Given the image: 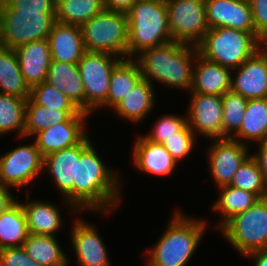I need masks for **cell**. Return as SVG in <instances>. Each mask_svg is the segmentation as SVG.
<instances>
[{
	"label": "cell",
	"mask_w": 267,
	"mask_h": 266,
	"mask_svg": "<svg viewBox=\"0 0 267 266\" xmlns=\"http://www.w3.org/2000/svg\"><path fill=\"white\" fill-rule=\"evenodd\" d=\"M97 153L91 144L80 158L76 159L74 207L80 212L88 209L101 213L109 212L122 200L119 174L107 167Z\"/></svg>",
	"instance_id": "6da1fadb"
},
{
	"label": "cell",
	"mask_w": 267,
	"mask_h": 266,
	"mask_svg": "<svg viewBox=\"0 0 267 266\" xmlns=\"http://www.w3.org/2000/svg\"><path fill=\"white\" fill-rule=\"evenodd\" d=\"M198 54L196 45L172 41L147 48L133 58L139 65L142 77L151 84L152 80H156L169 87L190 90L193 62Z\"/></svg>",
	"instance_id": "7a4b0ae2"
},
{
	"label": "cell",
	"mask_w": 267,
	"mask_h": 266,
	"mask_svg": "<svg viewBox=\"0 0 267 266\" xmlns=\"http://www.w3.org/2000/svg\"><path fill=\"white\" fill-rule=\"evenodd\" d=\"M173 216L157 243L147 251V266H186L196 252L207 221L187 217L179 210Z\"/></svg>",
	"instance_id": "3957f363"
},
{
	"label": "cell",
	"mask_w": 267,
	"mask_h": 266,
	"mask_svg": "<svg viewBox=\"0 0 267 266\" xmlns=\"http://www.w3.org/2000/svg\"><path fill=\"white\" fill-rule=\"evenodd\" d=\"M128 18V58L147 48L172 42L165 0L136 1Z\"/></svg>",
	"instance_id": "277c9868"
},
{
	"label": "cell",
	"mask_w": 267,
	"mask_h": 266,
	"mask_svg": "<svg viewBox=\"0 0 267 266\" xmlns=\"http://www.w3.org/2000/svg\"><path fill=\"white\" fill-rule=\"evenodd\" d=\"M264 44L266 42L256 32L219 27L209 29L196 46L204 59L233 70Z\"/></svg>",
	"instance_id": "5b68a950"
},
{
	"label": "cell",
	"mask_w": 267,
	"mask_h": 266,
	"mask_svg": "<svg viewBox=\"0 0 267 266\" xmlns=\"http://www.w3.org/2000/svg\"><path fill=\"white\" fill-rule=\"evenodd\" d=\"M56 12H21L0 0V47L15 49L36 40L48 39Z\"/></svg>",
	"instance_id": "8992f818"
},
{
	"label": "cell",
	"mask_w": 267,
	"mask_h": 266,
	"mask_svg": "<svg viewBox=\"0 0 267 266\" xmlns=\"http://www.w3.org/2000/svg\"><path fill=\"white\" fill-rule=\"evenodd\" d=\"M85 50L128 58V18L126 13L104 9L81 26Z\"/></svg>",
	"instance_id": "52a82bcc"
},
{
	"label": "cell",
	"mask_w": 267,
	"mask_h": 266,
	"mask_svg": "<svg viewBox=\"0 0 267 266\" xmlns=\"http://www.w3.org/2000/svg\"><path fill=\"white\" fill-rule=\"evenodd\" d=\"M219 231L242 256L267 249V197L235 214Z\"/></svg>",
	"instance_id": "ba28073f"
},
{
	"label": "cell",
	"mask_w": 267,
	"mask_h": 266,
	"mask_svg": "<svg viewBox=\"0 0 267 266\" xmlns=\"http://www.w3.org/2000/svg\"><path fill=\"white\" fill-rule=\"evenodd\" d=\"M122 60L112 54L86 51L78 62L85 91V112L91 114L107 101L111 73Z\"/></svg>",
	"instance_id": "9c48e42d"
},
{
	"label": "cell",
	"mask_w": 267,
	"mask_h": 266,
	"mask_svg": "<svg viewBox=\"0 0 267 266\" xmlns=\"http://www.w3.org/2000/svg\"><path fill=\"white\" fill-rule=\"evenodd\" d=\"M173 41L197 45L209 31L205 0H165Z\"/></svg>",
	"instance_id": "30bf717a"
},
{
	"label": "cell",
	"mask_w": 267,
	"mask_h": 266,
	"mask_svg": "<svg viewBox=\"0 0 267 266\" xmlns=\"http://www.w3.org/2000/svg\"><path fill=\"white\" fill-rule=\"evenodd\" d=\"M44 157L35 141L19 145L0 157V186L19 188L43 172Z\"/></svg>",
	"instance_id": "8fae6325"
},
{
	"label": "cell",
	"mask_w": 267,
	"mask_h": 266,
	"mask_svg": "<svg viewBox=\"0 0 267 266\" xmlns=\"http://www.w3.org/2000/svg\"><path fill=\"white\" fill-rule=\"evenodd\" d=\"M92 144L87 136L80 144L64 148L44 157L43 170H47L51 181L65 197L69 209L75 213L74 207V180H76V159Z\"/></svg>",
	"instance_id": "7c38bea8"
},
{
	"label": "cell",
	"mask_w": 267,
	"mask_h": 266,
	"mask_svg": "<svg viewBox=\"0 0 267 266\" xmlns=\"http://www.w3.org/2000/svg\"><path fill=\"white\" fill-rule=\"evenodd\" d=\"M247 146L230 137L214 139L207 156L213 181L218 188L231 184L238 168L250 156Z\"/></svg>",
	"instance_id": "4fadbf2b"
},
{
	"label": "cell",
	"mask_w": 267,
	"mask_h": 266,
	"mask_svg": "<svg viewBox=\"0 0 267 266\" xmlns=\"http://www.w3.org/2000/svg\"><path fill=\"white\" fill-rule=\"evenodd\" d=\"M187 111V124L195 133L205 138H223L222 96L201 93H192Z\"/></svg>",
	"instance_id": "5bb4252c"
},
{
	"label": "cell",
	"mask_w": 267,
	"mask_h": 266,
	"mask_svg": "<svg viewBox=\"0 0 267 266\" xmlns=\"http://www.w3.org/2000/svg\"><path fill=\"white\" fill-rule=\"evenodd\" d=\"M232 75L231 90L247 99L267 98V44L245 60Z\"/></svg>",
	"instance_id": "9a60e30c"
},
{
	"label": "cell",
	"mask_w": 267,
	"mask_h": 266,
	"mask_svg": "<svg viewBox=\"0 0 267 266\" xmlns=\"http://www.w3.org/2000/svg\"><path fill=\"white\" fill-rule=\"evenodd\" d=\"M90 114L82 111L66 121L56 123L35 134L34 141L42 156L80 144L86 137L85 120Z\"/></svg>",
	"instance_id": "2e32d148"
},
{
	"label": "cell",
	"mask_w": 267,
	"mask_h": 266,
	"mask_svg": "<svg viewBox=\"0 0 267 266\" xmlns=\"http://www.w3.org/2000/svg\"><path fill=\"white\" fill-rule=\"evenodd\" d=\"M205 8L210 29L227 27L256 32L249 0H205Z\"/></svg>",
	"instance_id": "e0dca14e"
},
{
	"label": "cell",
	"mask_w": 267,
	"mask_h": 266,
	"mask_svg": "<svg viewBox=\"0 0 267 266\" xmlns=\"http://www.w3.org/2000/svg\"><path fill=\"white\" fill-rule=\"evenodd\" d=\"M71 241L79 266H111L106 246L93 224L76 218Z\"/></svg>",
	"instance_id": "ac0fdd59"
},
{
	"label": "cell",
	"mask_w": 267,
	"mask_h": 266,
	"mask_svg": "<svg viewBox=\"0 0 267 266\" xmlns=\"http://www.w3.org/2000/svg\"><path fill=\"white\" fill-rule=\"evenodd\" d=\"M51 61L78 64L86 52L80 26L56 21L48 35Z\"/></svg>",
	"instance_id": "d6986e66"
},
{
	"label": "cell",
	"mask_w": 267,
	"mask_h": 266,
	"mask_svg": "<svg viewBox=\"0 0 267 266\" xmlns=\"http://www.w3.org/2000/svg\"><path fill=\"white\" fill-rule=\"evenodd\" d=\"M20 70L29 87L46 81L51 63L48 39L36 40L14 49Z\"/></svg>",
	"instance_id": "ffe728a7"
},
{
	"label": "cell",
	"mask_w": 267,
	"mask_h": 266,
	"mask_svg": "<svg viewBox=\"0 0 267 266\" xmlns=\"http://www.w3.org/2000/svg\"><path fill=\"white\" fill-rule=\"evenodd\" d=\"M196 64V65H195ZM233 70L196 56L191 93L222 96L231 90Z\"/></svg>",
	"instance_id": "44dd1931"
},
{
	"label": "cell",
	"mask_w": 267,
	"mask_h": 266,
	"mask_svg": "<svg viewBox=\"0 0 267 266\" xmlns=\"http://www.w3.org/2000/svg\"><path fill=\"white\" fill-rule=\"evenodd\" d=\"M132 155L136 168L155 176H168L178 163L162 144L153 143L142 135L134 142Z\"/></svg>",
	"instance_id": "7402d4cb"
},
{
	"label": "cell",
	"mask_w": 267,
	"mask_h": 266,
	"mask_svg": "<svg viewBox=\"0 0 267 266\" xmlns=\"http://www.w3.org/2000/svg\"><path fill=\"white\" fill-rule=\"evenodd\" d=\"M46 82L60 90L81 111H85V91L78 64L51 61Z\"/></svg>",
	"instance_id": "603a6c76"
},
{
	"label": "cell",
	"mask_w": 267,
	"mask_h": 266,
	"mask_svg": "<svg viewBox=\"0 0 267 266\" xmlns=\"http://www.w3.org/2000/svg\"><path fill=\"white\" fill-rule=\"evenodd\" d=\"M154 92L153 84L142 78L113 109L122 119L133 124L140 122L153 109L156 101Z\"/></svg>",
	"instance_id": "cb8c5ba5"
},
{
	"label": "cell",
	"mask_w": 267,
	"mask_h": 266,
	"mask_svg": "<svg viewBox=\"0 0 267 266\" xmlns=\"http://www.w3.org/2000/svg\"><path fill=\"white\" fill-rule=\"evenodd\" d=\"M28 196L26 204L21 203V205L26 216L29 234L55 236L62 226V214L59 208L42 200L29 201Z\"/></svg>",
	"instance_id": "d4e9b609"
},
{
	"label": "cell",
	"mask_w": 267,
	"mask_h": 266,
	"mask_svg": "<svg viewBox=\"0 0 267 266\" xmlns=\"http://www.w3.org/2000/svg\"><path fill=\"white\" fill-rule=\"evenodd\" d=\"M233 136L232 139L243 144L267 141V98L248 99L242 125Z\"/></svg>",
	"instance_id": "484cf974"
},
{
	"label": "cell",
	"mask_w": 267,
	"mask_h": 266,
	"mask_svg": "<svg viewBox=\"0 0 267 266\" xmlns=\"http://www.w3.org/2000/svg\"><path fill=\"white\" fill-rule=\"evenodd\" d=\"M138 63L134 58L122 59L113 69L107 101L101 106L113 108L142 79Z\"/></svg>",
	"instance_id": "4316f807"
},
{
	"label": "cell",
	"mask_w": 267,
	"mask_h": 266,
	"mask_svg": "<svg viewBox=\"0 0 267 266\" xmlns=\"http://www.w3.org/2000/svg\"><path fill=\"white\" fill-rule=\"evenodd\" d=\"M55 236L29 234L22 245L24 251L40 266H67L69 258Z\"/></svg>",
	"instance_id": "83f0119b"
},
{
	"label": "cell",
	"mask_w": 267,
	"mask_h": 266,
	"mask_svg": "<svg viewBox=\"0 0 267 266\" xmlns=\"http://www.w3.org/2000/svg\"><path fill=\"white\" fill-rule=\"evenodd\" d=\"M30 89L20 70L14 49L0 47V93L27 100Z\"/></svg>",
	"instance_id": "f1b7e54d"
},
{
	"label": "cell",
	"mask_w": 267,
	"mask_h": 266,
	"mask_svg": "<svg viewBox=\"0 0 267 266\" xmlns=\"http://www.w3.org/2000/svg\"><path fill=\"white\" fill-rule=\"evenodd\" d=\"M81 110H56L34 104L29 98L26 101L24 118V137L34 136L36 133L66 121L70 116L80 114Z\"/></svg>",
	"instance_id": "f546056e"
},
{
	"label": "cell",
	"mask_w": 267,
	"mask_h": 266,
	"mask_svg": "<svg viewBox=\"0 0 267 266\" xmlns=\"http://www.w3.org/2000/svg\"><path fill=\"white\" fill-rule=\"evenodd\" d=\"M29 236L26 216L18 200L0 215V250L22 246Z\"/></svg>",
	"instance_id": "4dcf8cb0"
},
{
	"label": "cell",
	"mask_w": 267,
	"mask_h": 266,
	"mask_svg": "<svg viewBox=\"0 0 267 266\" xmlns=\"http://www.w3.org/2000/svg\"><path fill=\"white\" fill-rule=\"evenodd\" d=\"M219 196L212 209L221 214L222 220L218 223L220 229L235 214L243 212L253 206L260 199L250 192L230 185L219 187Z\"/></svg>",
	"instance_id": "1f68e13d"
},
{
	"label": "cell",
	"mask_w": 267,
	"mask_h": 266,
	"mask_svg": "<svg viewBox=\"0 0 267 266\" xmlns=\"http://www.w3.org/2000/svg\"><path fill=\"white\" fill-rule=\"evenodd\" d=\"M104 9L103 0H57L56 21L81 27Z\"/></svg>",
	"instance_id": "d6a6232c"
},
{
	"label": "cell",
	"mask_w": 267,
	"mask_h": 266,
	"mask_svg": "<svg viewBox=\"0 0 267 266\" xmlns=\"http://www.w3.org/2000/svg\"><path fill=\"white\" fill-rule=\"evenodd\" d=\"M26 99L0 93V136L18 130V138H24Z\"/></svg>",
	"instance_id": "836d02e7"
},
{
	"label": "cell",
	"mask_w": 267,
	"mask_h": 266,
	"mask_svg": "<svg viewBox=\"0 0 267 266\" xmlns=\"http://www.w3.org/2000/svg\"><path fill=\"white\" fill-rule=\"evenodd\" d=\"M230 186L255 194L259 199L267 197V185L256 160L251 155L238 168Z\"/></svg>",
	"instance_id": "e575fe53"
},
{
	"label": "cell",
	"mask_w": 267,
	"mask_h": 266,
	"mask_svg": "<svg viewBox=\"0 0 267 266\" xmlns=\"http://www.w3.org/2000/svg\"><path fill=\"white\" fill-rule=\"evenodd\" d=\"M247 103V98L232 90H229L222 95L223 138L233 137V135L240 129Z\"/></svg>",
	"instance_id": "d590c367"
},
{
	"label": "cell",
	"mask_w": 267,
	"mask_h": 266,
	"mask_svg": "<svg viewBox=\"0 0 267 266\" xmlns=\"http://www.w3.org/2000/svg\"><path fill=\"white\" fill-rule=\"evenodd\" d=\"M29 99L34 104L56 110H80L66 95L46 81L31 87Z\"/></svg>",
	"instance_id": "8d00e7d4"
},
{
	"label": "cell",
	"mask_w": 267,
	"mask_h": 266,
	"mask_svg": "<svg viewBox=\"0 0 267 266\" xmlns=\"http://www.w3.org/2000/svg\"><path fill=\"white\" fill-rule=\"evenodd\" d=\"M187 124V118L167 114L161 116L148 135H143L147 140L162 144L165 139L177 136V133Z\"/></svg>",
	"instance_id": "74e56055"
},
{
	"label": "cell",
	"mask_w": 267,
	"mask_h": 266,
	"mask_svg": "<svg viewBox=\"0 0 267 266\" xmlns=\"http://www.w3.org/2000/svg\"><path fill=\"white\" fill-rule=\"evenodd\" d=\"M195 133L186 124L178 133L177 136L165 139L162 145L171 154V156L179 162L185 158L194 148L196 142Z\"/></svg>",
	"instance_id": "f35d334b"
},
{
	"label": "cell",
	"mask_w": 267,
	"mask_h": 266,
	"mask_svg": "<svg viewBox=\"0 0 267 266\" xmlns=\"http://www.w3.org/2000/svg\"><path fill=\"white\" fill-rule=\"evenodd\" d=\"M0 266H40L23 249L22 246L8 247L0 250Z\"/></svg>",
	"instance_id": "ab89813d"
},
{
	"label": "cell",
	"mask_w": 267,
	"mask_h": 266,
	"mask_svg": "<svg viewBox=\"0 0 267 266\" xmlns=\"http://www.w3.org/2000/svg\"><path fill=\"white\" fill-rule=\"evenodd\" d=\"M13 10L21 12H56L55 0H4Z\"/></svg>",
	"instance_id": "60d3db41"
},
{
	"label": "cell",
	"mask_w": 267,
	"mask_h": 266,
	"mask_svg": "<svg viewBox=\"0 0 267 266\" xmlns=\"http://www.w3.org/2000/svg\"><path fill=\"white\" fill-rule=\"evenodd\" d=\"M256 33L267 43V0H249Z\"/></svg>",
	"instance_id": "b9f144b4"
},
{
	"label": "cell",
	"mask_w": 267,
	"mask_h": 266,
	"mask_svg": "<svg viewBox=\"0 0 267 266\" xmlns=\"http://www.w3.org/2000/svg\"><path fill=\"white\" fill-rule=\"evenodd\" d=\"M257 153L251 156L256 160L265 184L267 185V141L258 143Z\"/></svg>",
	"instance_id": "7bdbcfd3"
},
{
	"label": "cell",
	"mask_w": 267,
	"mask_h": 266,
	"mask_svg": "<svg viewBox=\"0 0 267 266\" xmlns=\"http://www.w3.org/2000/svg\"><path fill=\"white\" fill-rule=\"evenodd\" d=\"M137 0H103L106 10L127 13Z\"/></svg>",
	"instance_id": "ee69618b"
},
{
	"label": "cell",
	"mask_w": 267,
	"mask_h": 266,
	"mask_svg": "<svg viewBox=\"0 0 267 266\" xmlns=\"http://www.w3.org/2000/svg\"><path fill=\"white\" fill-rule=\"evenodd\" d=\"M9 188L0 186V215L9 209L17 200L10 193Z\"/></svg>",
	"instance_id": "f6af8a7d"
},
{
	"label": "cell",
	"mask_w": 267,
	"mask_h": 266,
	"mask_svg": "<svg viewBox=\"0 0 267 266\" xmlns=\"http://www.w3.org/2000/svg\"><path fill=\"white\" fill-rule=\"evenodd\" d=\"M246 258H253L254 266H267V249L254 251L246 255Z\"/></svg>",
	"instance_id": "bcb514c9"
}]
</instances>
